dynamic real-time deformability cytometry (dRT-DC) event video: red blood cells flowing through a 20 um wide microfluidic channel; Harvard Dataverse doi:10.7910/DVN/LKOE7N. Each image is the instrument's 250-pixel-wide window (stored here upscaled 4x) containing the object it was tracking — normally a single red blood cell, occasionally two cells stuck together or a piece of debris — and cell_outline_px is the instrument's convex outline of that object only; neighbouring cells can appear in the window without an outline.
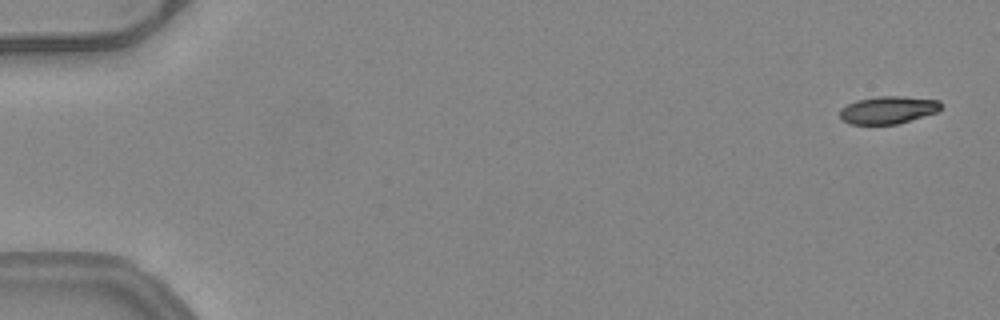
{"species": "common noctule bat (a hibernating species)", "species_latin": "Nyctalus noctula", "temperature_condition": "warm", "stored_images_in_passage": 18, "camera_frame_rate_fps": 3000, "um_per_image_px": 0.085, "animal": {"sex": "female", "body_mass_g": 24.6, "forearm_length_mm": 56.2}, "frame": {"image": 1, "passage_image": 2, "time_ms": 0.333, "image_size_px": [1000, 320], "cell_outline_px": [[944, 104], [936, 112], [896, 124], [848, 124], [840, 120], [840, 108], [856, 100], [880, 96], [904, 96], [940, 100]], "centroid_in_image_um": [75.47, 9.34], "position_along_channel_um": 9.5, "area_um2": 16.3}}
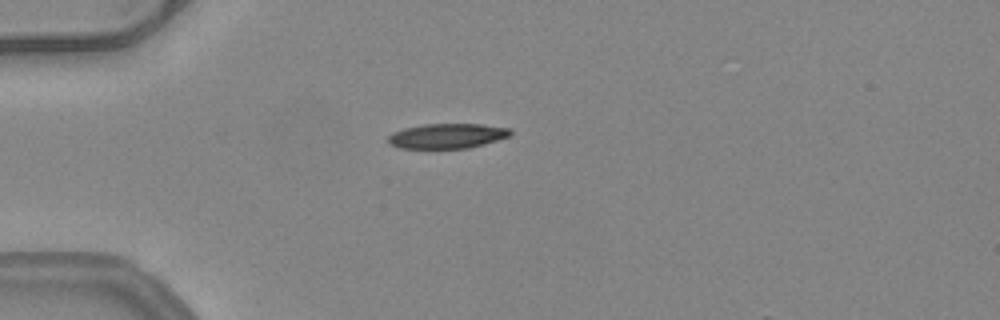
{"frame": {"image": 2, "passage_image": 15, "time_ms": 4.667, "image_size_px": [1000, 320], "cell_outline_px": [[512, 136], [484, 144], [468, 148], [400, 148], [388, 144], [388, 136], [392, 132], [404, 128], [424, 124], [480, 124], [512, 128]], "centroid_in_image_um": [38.03, 11.55], "position_along_channel_um": 47.0, "area_um2": 17.92}}